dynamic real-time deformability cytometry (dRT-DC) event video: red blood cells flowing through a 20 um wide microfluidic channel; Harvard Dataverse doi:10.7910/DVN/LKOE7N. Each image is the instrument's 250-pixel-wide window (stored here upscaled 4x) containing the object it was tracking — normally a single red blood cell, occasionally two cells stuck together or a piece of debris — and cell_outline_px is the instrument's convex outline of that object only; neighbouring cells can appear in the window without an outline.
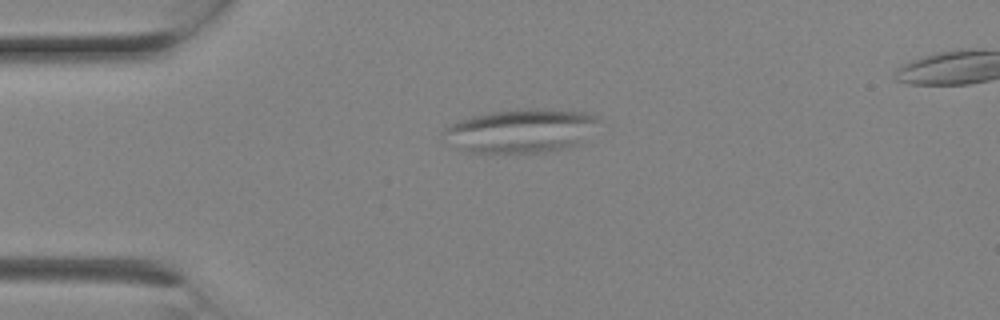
{"species": "Egyptian fruit bat (a non-hibernating species)", "species_latin": "Rousettus aegyptiacus", "temperature_condition": "room temperature", "stored_images_in_passage": 4, "camera_frame_rate_fps": 3000, "um_per_image_px": 0.085, "animal": {"sex": "female"}, "frame": {"image": 1, "passage_image": 3, "time_ms": 0.667, "image_size_px": [1000, 320], "cell_outline_px": [[600, 120], [580, 144], [544, 152], [468, 152], [460, 148], [440, 132], [448, 124], [472, 116], [492, 112], [524, 108], [540, 108], [588, 112], [600, 116]], "centroid_in_image_um": [44.32, 11.09], "position_along_channel_um": 40.7, "area_um2": 39.3}}